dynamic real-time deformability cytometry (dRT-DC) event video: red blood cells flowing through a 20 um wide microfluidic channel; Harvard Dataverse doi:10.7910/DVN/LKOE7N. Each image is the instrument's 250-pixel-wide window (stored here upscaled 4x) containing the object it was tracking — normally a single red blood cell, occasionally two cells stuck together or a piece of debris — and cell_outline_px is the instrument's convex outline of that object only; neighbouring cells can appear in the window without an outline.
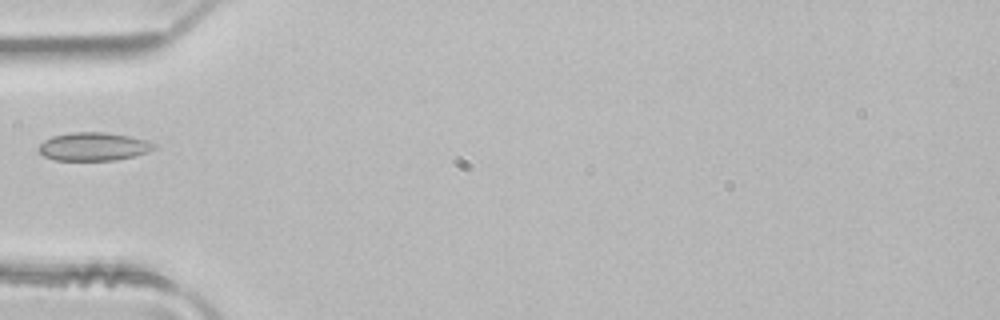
{"species": "common noctule bat (a hibernating species)", "species_latin": "Nyctalus noctula", "temperature_condition": "room temperature", "stored_images_in_passage": 2, "camera_frame_rate_fps": 3000, "um_per_image_px": 0.085, "animal": {"sex": "male", "body_mass_g": 21.5, "forearm_length_mm": 52.0}, "frame": {"image": 1, "passage_image": 2, "time_ms": 0.333, "image_size_px": [1000, 320], "cell_outline_px": [[156, 148], [148, 152], [116, 160], [56, 160], [44, 156], [36, 148], [44, 140], [52, 136], [72, 132], [104, 132], [128, 136], [148, 140], [156, 144]], "centroid_in_image_um": [7.95, 12.45], "position_along_channel_um": 77.1, "area_um2": 19.02}}